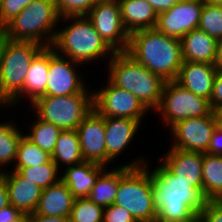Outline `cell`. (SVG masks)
<instances>
[{
	"mask_svg": "<svg viewBox=\"0 0 222 222\" xmlns=\"http://www.w3.org/2000/svg\"><path fill=\"white\" fill-rule=\"evenodd\" d=\"M148 164L143 166L151 176L156 222H195L207 201L203 194L191 182L176 179L162 164L152 171Z\"/></svg>",
	"mask_w": 222,
	"mask_h": 222,
	"instance_id": "1",
	"label": "cell"
},
{
	"mask_svg": "<svg viewBox=\"0 0 222 222\" xmlns=\"http://www.w3.org/2000/svg\"><path fill=\"white\" fill-rule=\"evenodd\" d=\"M126 53L164 81L175 80L183 64L180 39L155 28L131 33Z\"/></svg>",
	"mask_w": 222,
	"mask_h": 222,
	"instance_id": "2",
	"label": "cell"
},
{
	"mask_svg": "<svg viewBox=\"0 0 222 222\" xmlns=\"http://www.w3.org/2000/svg\"><path fill=\"white\" fill-rule=\"evenodd\" d=\"M63 22H69L65 27L57 28L52 48L60 55L81 65L93 60L106 58L109 61L115 53L95 30L86 15L60 17ZM109 57V59H107Z\"/></svg>",
	"mask_w": 222,
	"mask_h": 222,
	"instance_id": "3",
	"label": "cell"
},
{
	"mask_svg": "<svg viewBox=\"0 0 222 222\" xmlns=\"http://www.w3.org/2000/svg\"><path fill=\"white\" fill-rule=\"evenodd\" d=\"M137 158L119 165V187L113 204L128 210L137 222H156L151 176L143 166L149 160Z\"/></svg>",
	"mask_w": 222,
	"mask_h": 222,
	"instance_id": "4",
	"label": "cell"
},
{
	"mask_svg": "<svg viewBox=\"0 0 222 222\" xmlns=\"http://www.w3.org/2000/svg\"><path fill=\"white\" fill-rule=\"evenodd\" d=\"M107 77L117 87L134 94L153 112L158 108L165 81L126 52H115L108 61Z\"/></svg>",
	"mask_w": 222,
	"mask_h": 222,
	"instance_id": "5",
	"label": "cell"
},
{
	"mask_svg": "<svg viewBox=\"0 0 222 222\" xmlns=\"http://www.w3.org/2000/svg\"><path fill=\"white\" fill-rule=\"evenodd\" d=\"M59 23L61 20L54 0H34L9 21L4 29L10 40L36 42L51 47Z\"/></svg>",
	"mask_w": 222,
	"mask_h": 222,
	"instance_id": "6",
	"label": "cell"
},
{
	"mask_svg": "<svg viewBox=\"0 0 222 222\" xmlns=\"http://www.w3.org/2000/svg\"><path fill=\"white\" fill-rule=\"evenodd\" d=\"M67 96H42L30 107L40 119L61 130H76L93 110V90ZM90 91V92H89Z\"/></svg>",
	"mask_w": 222,
	"mask_h": 222,
	"instance_id": "7",
	"label": "cell"
},
{
	"mask_svg": "<svg viewBox=\"0 0 222 222\" xmlns=\"http://www.w3.org/2000/svg\"><path fill=\"white\" fill-rule=\"evenodd\" d=\"M43 48L36 42H8L0 65V97L8 105L23 91L30 63Z\"/></svg>",
	"mask_w": 222,
	"mask_h": 222,
	"instance_id": "8",
	"label": "cell"
},
{
	"mask_svg": "<svg viewBox=\"0 0 222 222\" xmlns=\"http://www.w3.org/2000/svg\"><path fill=\"white\" fill-rule=\"evenodd\" d=\"M154 112L160 114V120H163L165 127L171 128L181 120L209 116L213 111L209 100L195 95L172 80L165 81L160 104Z\"/></svg>",
	"mask_w": 222,
	"mask_h": 222,
	"instance_id": "9",
	"label": "cell"
},
{
	"mask_svg": "<svg viewBox=\"0 0 222 222\" xmlns=\"http://www.w3.org/2000/svg\"><path fill=\"white\" fill-rule=\"evenodd\" d=\"M107 80L100 90H93V109L103 117L130 118L142 123L149 110L134 94Z\"/></svg>",
	"mask_w": 222,
	"mask_h": 222,
	"instance_id": "10",
	"label": "cell"
},
{
	"mask_svg": "<svg viewBox=\"0 0 222 222\" xmlns=\"http://www.w3.org/2000/svg\"><path fill=\"white\" fill-rule=\"evenodd\" d=\"M86 16L114 52H126L130 34L123 25L118 0H99Z\"/></svg>",
	"mask_w": 222,
	"mask_h": 222,
	"instance_id": "11",
	"label": "cell"
},
{
	"mask_svg": "<svg viewBox=\"0 0 222 222\" xmlns=\"http://www.w3.org/2000/svg\"><path fill=\"white\" fill-rule=\"evenodd\" d=\"M217 125L215 112L209 116H201L181 120L171 128V144L169 147L206 153Z\"/></svg>",
	"mask_w": 222,
	"mask_h": 222,
	"instance_id": "12",
	"label": "cell"
},
{
	"mask_svg": "<svg viewBox=\"0 0 222 222\" xmlns=\"http://www.w3.org/2000/svg\"><path fill=\"white\" fill-rule=\"evenodd\" d=\"M81 64L58 54L49 47V70L45 96H67L83 92L87 87L79 74ZM79 71H78V69Z\"/></svg>",
	"mask_w": 222,
	"mask_h": 222,
	"instance_id": "13",
	"label": "cell"
},
{
	"mask_svg": "<svg viewBox=\"0 0 222 222\" xmlns=\"http://www.w3.org/2000/svg\"><path fill=\"white\" fill-rule=\"evenodd\" d=\"M205 0H179L169 10L158 14L155 29L181 39L198 28Z\"/></svg>",
	"mask_w": 222,
	"mask_h": 222,
	"instance_id": "14",
	"label": "cell"
},
{
	"mask_svg": "<svg viewBox=\"0 0 222 222\" xmlns=\"http://www.w3.org/2000/svg\"><path fill=\"white\" fill-rule=\"evenodd\" d=\"M84 161L108 165L104 117L94 109L76 129Z\"/></svg>",
	"mask_w": 222,
	"mask_h": 222,
	"instance_id": "15",
	"label": "cell"
},
{
	"mask_svg": "<svg viewBox=\"0 0 222 222\" xmlns=\"http://www.w3.org/2000/svg\"><path fill=\"white\" fill-rule=\"evenodd\" d=\"M163 153L161 164L178 180L191 182V186L197 188L203 194V157L202 152L185 151L168 148ZM164 156V157H163Z\"/></svg>",
	"mask_w": 222,
	"mask_h": 222,
	"instance_id": "16",
	"label": "cell"
},
{
	"mask_svg": "<svg viewBox=\"0 0 222 222\" xmlns=\"http://www.w3.org/2000/svg\"><path fill=\"white\" fill-rule=\"evenodd\" d=\"M5 181L9 193V202L23 214H31L36 211L42 194V188L25 179L16 170H6L0 173Z\"/></svg>",
	"mask_w": 222,
	"mask_h": 222,
	"instance_id": "17",
	"label": "cell"
},
{
	"mask_svg": "<svg viewBox=\"0 0 222 222\" xmlns=\"http://www.w3.org/2000/svg\"><path fill=\"white\" fill-rule=\"evenodd\" d=\"M106 154L108 166L131 145L135 135L141 129L139 120L130 118L104 117Z\"/></svg>",
	"mask_w": 222,
	"mask_h": 222,
	"instance_id": "18",
	"label": "cell"
},
{
	"mask_svg": "<svg viewBox=\"0 0 222 222\" xmlns=\"http://www.w3.org/2000/svg\"><path fill=\"white\" fill-rule=\"evenodd\" d=\"M48 70L49 47H44L31 61L24 81L23 91L9 104V108H15L17 103L20 104L19 102L24 99L26 101L29 99L28 101H30V106L38 98L45 96Z\"/></svg>",
	"mask_w": 222,
	"mask_h": 222,
	"instance_id": "19",
	"label": "cell"
},
{
	"mask_svg": "<svg viewBox=\"0 0 222 222\" xmlns=\"http://www.w3.org/2000/svg\"><path fill=\"white\" fill-rule=\"evenodd\" d=\"M216 73L213 64L183 61L175 81L210 101Z\"/></svg>",
	"mask_w": 222,
	"mask_h": 222,
	"instance_id": "20",
	"label": "cell"
},
{
	"mask_svg": "<svg viewBox=\"0 0 222 222\" xmlns=\"http://www.w3.org/2000/svg\"><path fill=\"white\" fill-rule=\"evenodd\" d=\"M106 168V166L97 163L83 161L76 165L67 166L65 169L61 168V181L75 198H85L90 195L98 176Z\"/></svg>",
	"mask_w": 222,
	"mask_h": 222,
	"instance_id": "21",
	"label": "cell"
},
{
	"mask_svg": "<svg viewBox=\"0 0 222 222\" xmlns=\"http://www.w3.org/2000/svg\"><path fill=\"white\" fill-rule=\"evenodd\" d=\"M183 61L213 64L218 40L196 28L181 39Z\"/></svg>",
	"mask_w": 222,
	"mask_h": 222,
	"instance_id": "22",
	"label": "cell"
},
{
	"mask_svg": "<svg viewBox=\"0 0 222 222\" xmlns=\"http://www.w3.org/2000/svg\"><path fill=\"white\" fill-rule=\"evenodd\" d=\"M75 197L60 180L57 184L44 188L35 213L70 218Z\"/></svg>",
	"mask_w": 222,
	"mask_h": 222,
	"instance_id": "23",
	"label": "cell"
},
{
	"mask_svg": "<svg viewBox=\"0 0 222 222\" xmlns=\"http://www.w3.org/2000/svg\"><path fill=\"white\" fill-rule=\"evenodd\" d=\"M123 25L129 34L154 29L158 13L147 0H118Z\"/></svg>",
	"mask_w": 222,
	"mask_h": 222,
	"instance_id": "24",
	"label": "cell"
},
{
	"mask_svg": "<svg viewBox=\"0 0 222 222\" xmlns=\"http://www.w3.org/2000/svg\"><path fill=\"white\" fill-rule=\"evenodd\" d=\"M51 159L59 169L62 165L67 167L84 161L76 130L60 132Z\"/></svg>",
	"mask_w": 222,
	"mask_h": 222,
	"instance_id": "25",
	"label": "cell"
},
{
	"mask_svg": "<svg viewBox=\"0 0 222 222\" xmlns=\"http://www.w3.org/2000/svg\"><path fill=\"white\" fill-rule=\"evenodd\" d=\"M119 187V166L108 170V167L98 176L90 195L87 197L95 204L102 207L114 203Z\"/></svg>",
	"mask_w": 222,
	"mask_h": 222,
	"instance_id": "26",
	"label": "cell"
},
{
	"mask_svg": "<svg viewBox=\"0 0 222 222\" xmlns=\"http://www.w3.org/2000/svg\"><path fill=\"white\" fill-rule=\"evenodd\" d=\"M202 168L203 196L215 200L222 193V155L204 153Z\"/></svg>",
	"mask_w": 222,
	"mask_h": 222,
	"instance_id": "27",
	"label": "cell"
},
{
	"mask_svg": "<svg viewBox=\"0 0 222 222\" xmlns=\"http://www.w3.org/2000/svg\"><path fill=\"white\" fill-rule=\"evenodd\" d=\"M9 120L0 123V173L4 172L5 167H9L7 164L14 165L19 141L24 135L23 130L13 120Z\"/></svg>",
	"mask_w": 222,
	"mask_h": 222,
	"instance_id": "28",
	"label": "cell"
},
{
	"mask_svg": "<svg viewBox=\"0 0 222 222\" xmlns=\"http://www.w3.org/2000/svg\"><path fill=\"white\" fill-rule=\"evenodd\" d=\"M34 116L35 121L32 122L31 126L28 125L31 127L28 129L29 133H24V136L38 145L43 151L52 155L62 130L54 124L40 119L36 114Z\"/></svg>",
	"mask_w": 222,
	"mask_h": 222,
	"instance_id": "29",
	"label": "cell"
},
{
	"mask_svg": "<svg viewBox=\"0 0 222 222\" xmlns=\"http://www.w3.org/2000/svg\"><path fill=\"white\" fill-rule=\"evenodd\" d=\"M11 170L18 171L25 179L30 180L42 189L57 184L61 180V174H59L61 170L52 159L42 165L14 168Z\"/></svg>",
	"mask_w": 222,
	"mask_h": 222,
	"instance_id": "30",
	"label": "cell"
},
{
	"mask_svg": "<svg viewBox=\"0 0 222 222\" xmlns=\"http://www.w3.org/2000/svg\"><path fill=\"white\" fill-rule=\"evenodd\" d=\"M50 159L51 155L23 135L19 141L13 168L38 166L47 163Z\"/></svg>",
	"mask_w": 222,
	"mask_h": 222,
	"instance_id": "31",
	"label": "cell"
},
{
	"mask_svg": "<svg viewBox=\"0 0 222 222\" xmlns=\"http://www.w3.org/2000/svg\"><path fill=\"white\" fill-rule=\"evenodd\" d=\"M198 28L220 41L222 38V4L205 1Z\"/></svg>",
	"mask_w": 222,
	"mask_h": 222,
	"instance_id": "32",
	"label": "cell"
},
{
	"mask_svg": "<svg viewBox=\"0 0 222 222\" xmlns=\"http://www.w3.org/2000/svg\"><path fill=\"white\" fill-rule=\"evenodd\" d=\"M104 207L95 204L89 198H75L71 210L70 222H103Z\"/></svg>",
	"mask_w": 222,
	"mask_h": 222,
	"instance_id": "33",
	"label": "cell"
},
{
	"mask_svg": "<svg viewBox=\"0 0 222 222\" xmlns=\"http://www.w3.org/2000/svg\"><path fill=\"white\" fill-rule=\"evenodd\" d=\"M99 0H54L60 17L87 15Z\"/></svg>",
	"mask_w": 222,
	"mask_h": 222,
	"instance_id": "34",
	"label": "cell"
},
{
	"mask_svg": "<svg viewBox=\"0 0 222 222\" xmlns=\"http://www.w3.org/2000/svg\"><path fill=\"white\" fill-rule=\"evenodd\" d=\"M34 0H0V24L4 27Z\"/></svg>",
	"mask_w": 222,
	"mask_h": 222,
	"instance_id": "35",
	"label": "cell"
},
{
	"mask_svg": "<svg viewBox=\"0 0 222 222\" xmlns=\"http://www.w3.org/2000/svg\"><path fill=\"white\" fill-rule=\"evenodd\" d=\"M198 222H222V205L216 200H207L198 213Z\"/></svg>",
	"mask_w": 222,
	"mask_h": 222,
	"instance_id": "36",
	"label": "cell"
},
{
	"mask_svg": "<svg viewBox=\"0 0 222 222\" xmlns=\"http://www.w3.org/2000/svg\"><path fill=\"white\" fill-rule=\"evenodd\" d=\"M103 222H137L125 208L112 204L104 207Z\"/></svg>",
	"mask_w": 222,
	"mask_h": 222,
	"instance_id": "37",
	"label": "cell"
},
{
	"mask_svg": "<svg viewBox=\"0 0 222 222\" xmlns=\"http://www.w3.org/2000/svg\"><path fill=\"white\" fill-rule=\"evenodd\" d=\"M209 103L213 112L222 107V72L216 73Z\"/></svg>",
	"mask_w": 222,
	"mask_h": 222,
	"instance_id": "38",
	"label": "cell"
},
{
	"mask_svg": "<svg viewBox=\"0 0 222 222\" xmlns=\"http://www.w3.org/2000/svg\"><path fill=\"white\" fill-rule=\"evenodd\" d=\"M208 154L212 155H222V127L218 124L212 134L208 150Z\"/></svg>",
	"mask_w": 222,
	"mask_h": 222,
	"instance_id": "39",
	"label": "cell"
},
{
	"mask_svg": "<svg viewBox=\"0 0 222 222\" xmlns=\"http://www.w3.org/2000/svg\"><path fill=\"white\" fill-rule=\"evenodd\" d=\"M22 215L23 213L19 209L9 204L0 209V222H14Z\"/></svg>",
	"mask_w": 222,
	"mask_h": 222,
	"instance_id": "40",
	"label": "cell"
},
{
	"mask_svg": "<svg viewBox=\"0 0 222 222\" xmlns=\"http://www.w3.org/2000/svg\"><path fill=\"white\" fill-rule=\"evenodd\" d=\"M30 222H70L69 218L46 216L41 214L31 213L29 214Z\"/></svg>",
	"mask_w": 222,
	"mask_h": 222,
	"instance_id": "41",
	"label": "cell"
},
{
	"mask_svg": "<svg viewBox=\"0 0 222 222\" xmlns=\"http://www.w3.org/2000/svg\"><path fill=\"white\" fill-rule=\"evenodd\" d=\"M159 14L163 11L169 10L179 0H147Z\"/></svg>",
	"mask_w": 222,
	"mask_h": 222,
	"instance_id": "42",
	"label": "cell"
},
{
	"mask_svg": "<svg viewBox=\"0 0 222 222\" xmlns=\"http://www.w3.org/2000/svg\"><path fill=\"white\" fill-rule=\"evenodd\" d=\"M9 193L5 181L0 177V209L9 205Z\"/></svg>",
	"mask_w": 222,
	"mask_h": 222,
	"instance_id": "43",
	"label": "cell"
},
{
	"mask_svg": "<svg viewBox=\"0 0 222 222\" xmlns=\"http://www.w3.org/2000/svg\"><path fill=\"white\" fill-rule=\"evenodd\" d=\"M9 41H10V37L6 33V30L3 28L0 31V65H1V62L3 59V54L5 51V48H6Z\"/></svg>",
	"mask_w": 222,
	"mask_h": 222,
	"instance_id": "44",
	"label": "cell"
},
{
	"mask_svg": "<svg viewBox=\"0 0 222 222\" xmlns=\"http://www.w3.org/2000/svg\"><path fill=\"white\" fill-rule=\"evenodd\" d=\"M217 72H222V43L219 41L216 51V57L213 63Z\"/></svg>",
	"mask_w": 222,
	"mask_h": 222,
	"instance_id": "45",
	"label": "cell"
},
{
	"mask_svg": "<svg viewBox=\"0 0 222 222\" xmlns=\"http://www.w3.org/2000/svg\"><path fill=\"white\" fill-rule=\"evenodd\" d=\"M217 124L222 127V107L215 111Z\"/></svg>",
	"mask_w": 222,
	"mask_h": 222,
	"instance_id": "46",
	"label": "cell"
},
{
	"mask_svg": "<svg viewBox=\"0 0 222 222\" xmlns=\"http://www.w3.org/2000/svg\"><path fill=\"white\" fill-rule=\"evenodd\" d=\"M14 222H30L29 214H23L19 219Z\"/></svg>",
	"mask_w": 222,
	"mask_h": 222,
	"instance_id": "47",
	"label": "cell"
},
{
	"mask_svg": "<svg viewBox=\"0 0 222 222\" xmlns=\"http://www.w3.org/2000/svg\"><path fill=\"white\" fill-rule=\"evenodd\" d=\"M2 107L8 109L9 105L0 97V109H1V112H4V111H2Z\"/></svg>",
	"mask_w": 222,
	"mask_h": 222,
	"instance_id": "48",
	"label": "cell"
},
{
	"mask_svg": "<svg viewBox=\"0 0 222 222\" xmlns=\"http://www.w3.org/2000/svg\"><path fill=\"white\" fill-rule=\"evenodd\" d=\"M207 2H210L212 4H222V0H205Z\"/></svg>",
	"mask_w": 222,
	"mask_h": 222,
	"instance_id": "49",
	"label": "cell"
},
{
	"mask_svg": "<svg viewBox=\"0 0 222 222\" xmlns=\"http://www.w3.org/2000/svg\"><path fill=\"white\" fill-rule=\"evenodd\" d=\"M215 200L222 205V193H221V195H220L219 197H217Z\"/></svg>",
	"mask_w": 222,
	"mask_h": 222,
	"instance_id": "50",
	"label": "cell"
},
{
	"mask_svg": "<svg viewBox=\"0 0 222 222\" xmlns=\"http://www.w3.org/2000/svg\"><path fill=\"white\" fill-rule=\"evenodd\" d=\"M4 27L0 24V31L3 29Z\"/></svg>",
	"mask_w": 222,
	"mask_h": 222,
	"instance_id": "51",
	"label": "cell"
}]
</instances>
